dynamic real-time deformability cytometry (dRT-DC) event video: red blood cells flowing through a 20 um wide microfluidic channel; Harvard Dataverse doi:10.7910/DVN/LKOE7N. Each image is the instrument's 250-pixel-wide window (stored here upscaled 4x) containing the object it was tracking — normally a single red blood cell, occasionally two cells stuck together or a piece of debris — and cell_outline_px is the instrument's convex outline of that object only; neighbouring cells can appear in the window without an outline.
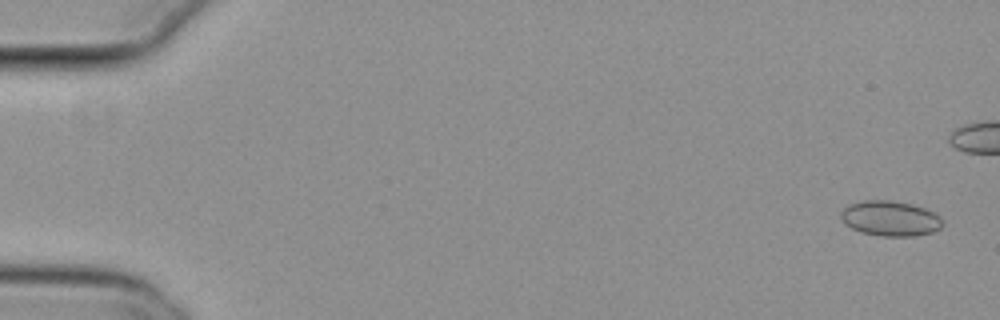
{"species": "common noctule bat (a hibernating species)", "species_latin": "Nyctalus noctula", "temperature_condition": "cold", "stored_images_in_passage": 44, "camera_frame_rate_fps": 3000, "um_per_image_px": 0.085, "animal": {"sex": "female", "body_mass_g": 29.2, "forearm_length_mm": 56.3}, "frame": {"image": 1, "passage_image": 1, "time_ms": 0.0, "image_size_px": [1000, 320], "cell_outline_px": [[944, 224], [940, 228], [932, 232], [916, 236], [880, 236], [860, 232], [844, 224], [840, 216], [840, 212], [848, 204], [864, 200], [892, 200], [912, 204], [924, 208], [940, 216]], "centroid_in_image_um": [75.65, 18.57], "position_along_channel_um": 9.3, "area_um2": 21.04}}
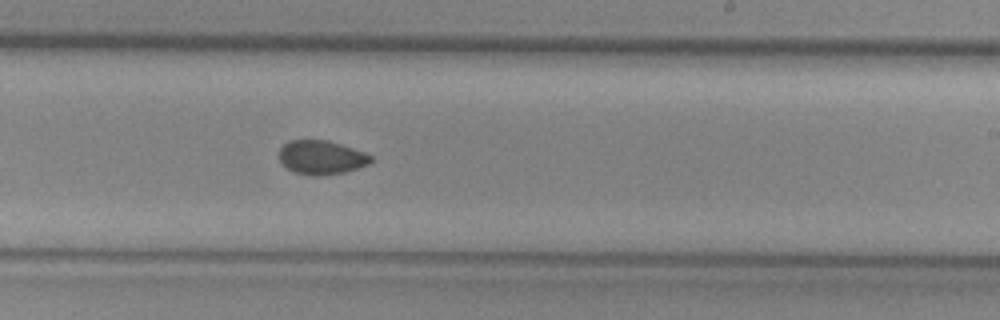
{"frame": {"image": 2, "passage_image": 33, "time_ms": 10.667, "image_size_px": [1000, 320], "cell_outline_px": [[372, 160], [368, 164], [344, 172], [316, 176], [312, 176], [292, 172], [280, 160], [280, 148], [288, 140], [328, 140], [364, 152], [372, 156]], "centroid_in_image_um": [27.3, 13.38], "position_along_channel_um": 261.7, "area_um2": 17.98}}
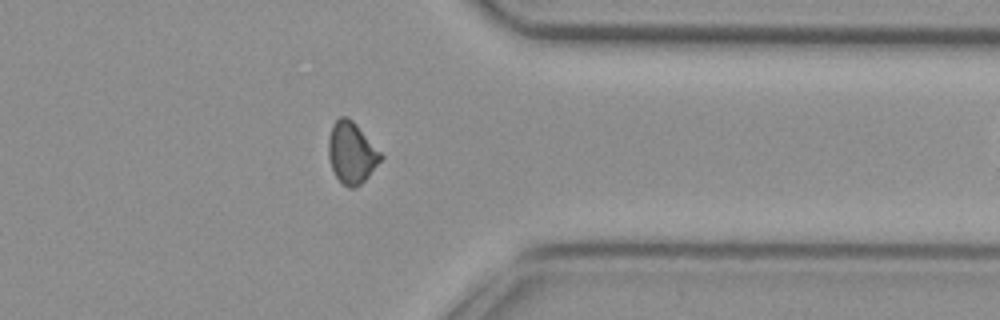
{"frame": {"image": 3, "passage_image": 43, "time_ms": 14.0, "image_size_px": [1000, 320], "cell_outline_px": [[384, 156], [368, 176], [356, 188], [348, 188], [336, 176], [332, 168], [328, 156], [328, 136], [332, 124], [340, 116], [348, 116], [356, 124]], "centroid_in_image_um": [29.86, 12.97], "position_along_channel_um": 381.5, "area_um2": 18.61}}